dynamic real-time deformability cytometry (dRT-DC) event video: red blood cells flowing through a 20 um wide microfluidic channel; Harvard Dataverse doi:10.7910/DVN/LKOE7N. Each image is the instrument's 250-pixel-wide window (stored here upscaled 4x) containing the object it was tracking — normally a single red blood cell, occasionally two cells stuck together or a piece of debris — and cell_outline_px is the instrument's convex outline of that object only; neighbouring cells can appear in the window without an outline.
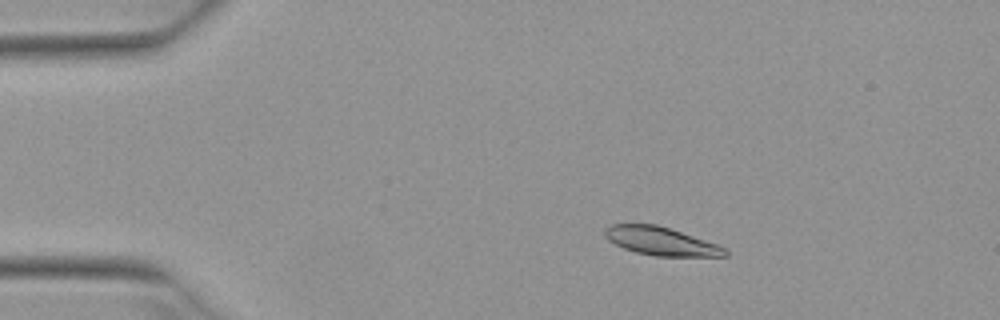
{"species": "Egyptian fruit bat (a non-hibernating species)", "species_latin": "Rousettus aegyptiacus", "temperature_condition": "warm", "stored_images_in_passage": 3, "camera_frame_rate_fps": 3000, "um_per_image_px": 0.085, "animal": {"sex": "female"}, "frame": {"image": 1, "passage_image": 2, "time_ms": 0.333, "image_size_px": [1000, 320], "cell_outline_px": [[728, 256], [656, 256], [636, 252], [624, 248], [608, 240], [604, 236], [604, 228], [612, 224], [656, 224], [716, 244], [724, 248], [728, 252]], "centroid_in_image_um": [56.13, 20.5], "position_along_channel_um": 28.9, "area_um2": 19.48}}